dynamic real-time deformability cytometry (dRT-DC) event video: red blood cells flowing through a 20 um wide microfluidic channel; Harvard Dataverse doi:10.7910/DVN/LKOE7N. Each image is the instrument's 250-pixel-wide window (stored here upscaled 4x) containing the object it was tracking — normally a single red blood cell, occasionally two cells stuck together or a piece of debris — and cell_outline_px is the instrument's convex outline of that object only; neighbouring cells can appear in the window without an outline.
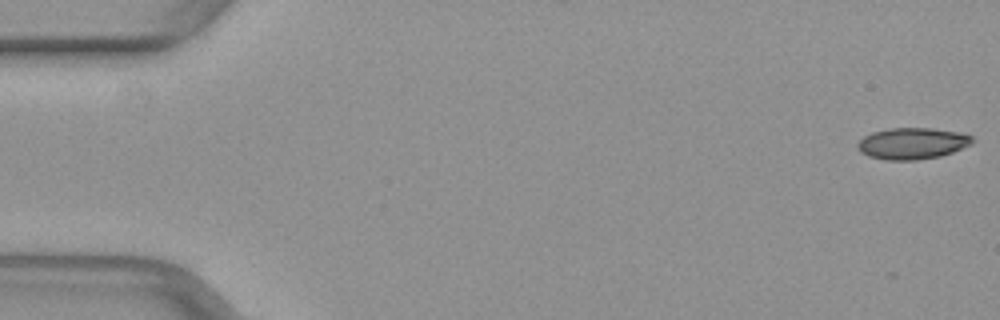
{"species": "common noctule bat (a hibernating species)", "species_latin": "Nyctalus noctula", "temperature_condition": "warm", "stored_images_in_passage": 17, "camera_frame_rate_fps": 3000, "um_per_image_px": 0.085, "animal": {"sex": "female", "body_mass_g": 29.2, "forearm_length_mm": 56.3}, "frame": {"image": 1, "passage_image": 1, "time_ms": 0.0, "image_size_px": [1000, 320], "cell_outline_px": [[976, 140], [972, 144], [952, 152], [940, 156], [916, 160], [884, 160], [868, 156], [860, 152], [856, 144], [864, 136], [872, 132], [888, 128], [932, 128], [960, 132], [972, 136]], "centroid_in_image_um": [77.55, 12.19], "position_along_channel_um": 7.5, "area_um2": 21.21}}
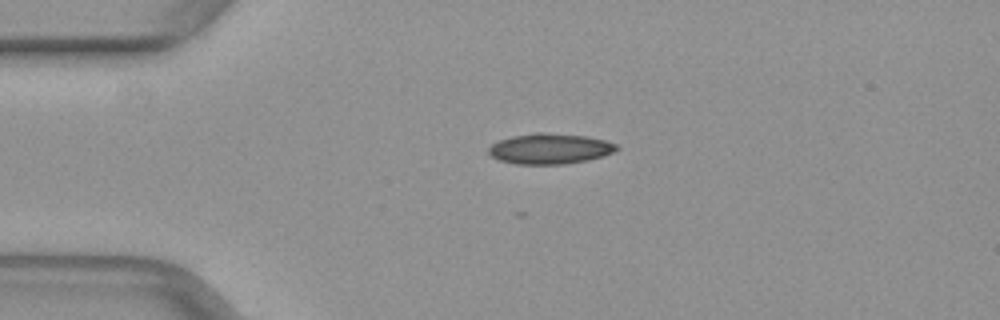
{"frame": {"image": 2, "passage_image": 12, "time_ms": 3.667, "image_size_px": [1000, 320], "cell_outline_px": [[620, 148], [612, 152], [588, 160], [564, 164], [516, 164], [500, 160], [492, 156], [488, 152], [488, 148], [492, 144], [500, 140], [512, 136], [536, 132], [544, 132], [584, 136], [604, 140], [616, 144]], "centroid_in_image_um": [46.72, 12.64], "position_along_channel_um": 38.3, "area_um2": 22.54}}